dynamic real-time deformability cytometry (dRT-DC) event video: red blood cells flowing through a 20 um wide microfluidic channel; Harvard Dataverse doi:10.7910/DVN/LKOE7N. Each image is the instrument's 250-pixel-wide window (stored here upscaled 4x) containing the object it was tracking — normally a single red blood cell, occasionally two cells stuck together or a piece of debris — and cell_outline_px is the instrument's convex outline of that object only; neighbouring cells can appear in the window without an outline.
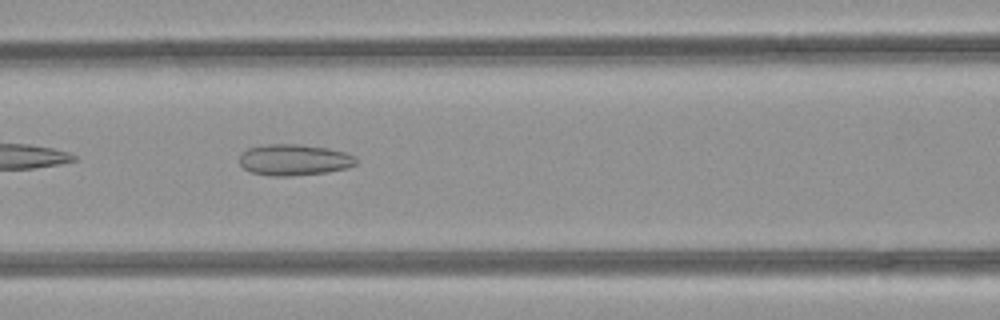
{"species": "common noctule bat (a hibernating species)", "species_latin": "Nyctalus noctula", "temperature_condition": "room temperature", "stored_images_in_passage": 35, "camera_frame_rate_fps": 3000, "um_per_image_px": 0.085, "animal": {"sex": "female", "body_mass_g": 21.9}, "frame": {"image": 1, "passage_image": 6, "time_ms": 1.667, "image_size_px": [1000, 320], "cell_outline_px": [[356, 164], [348, 168], [328, 172], [292, 176], [272, 176], [252, 172], [244, 168], [240, 164], [240, 156], [248, 148], [268, 144], [296, 144], [328, 148], [344, 152], [356, 156]], "centroid_in_image_um": [25.03, 13.59], "position_along_channel_um": 141.6, "area_um2": 21.15}}